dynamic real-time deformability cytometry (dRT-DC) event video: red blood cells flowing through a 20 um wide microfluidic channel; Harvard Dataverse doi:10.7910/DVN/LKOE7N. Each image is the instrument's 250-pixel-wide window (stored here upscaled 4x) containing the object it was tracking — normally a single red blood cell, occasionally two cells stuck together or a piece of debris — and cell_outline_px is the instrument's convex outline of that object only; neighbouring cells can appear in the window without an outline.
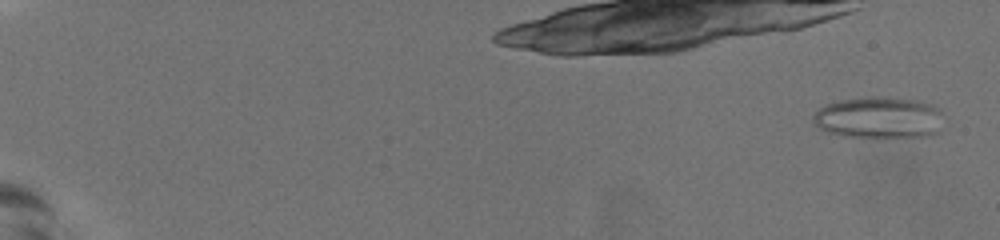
{"species": "common noctule bat (a hibernating species)", "species_latin": "Nyctalus noctula", "temperature_condition": "warm", "stored_images_in_passage": 59, "camera_frame_rate_fps": 3000, "um_per_image_px": 0.085, "animal": {"sex": "female", "body_mass_g": 19.5, "forearm_length_mm": 54.1}, "frame": {"image": 1, "passage_image": 3, "time_ms": 0.667, "image_size_px": [1000, 240], "cell_outline_px": [[940, 112], [936, 132], [932, 136], [844, 136], [828, 132], [820, 128], [812, 120], [812, 116], [824, 104], [840, 100], [872, 96], [888, 96], [916, 100], [936, 104], [940, 108]], "centroid_in_image_um": [74.68, 9.96], "position_along_channel_um": 10.3, "area_um2": 31.33}}
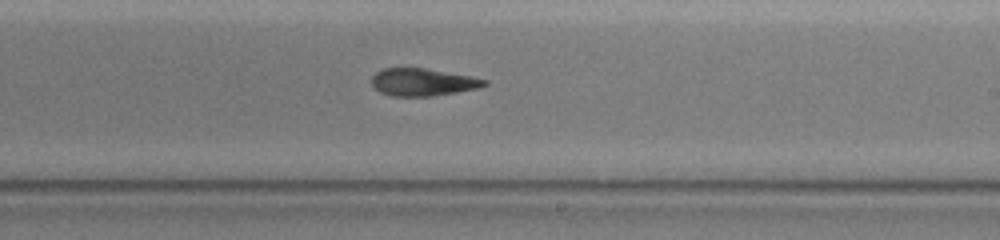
{"frame": {"image": 2, "passage_image": 39, "time_ms": 12.667, "image_size_px": [1000, 240], "cell_outline_px": [[488, 84], [476, 88], [456, 92], [432, 96], [392, 96], [380, 92], [372, 84], [372, 76], [376, 72], [384, 68], [424, 68], [472, 76], [488, 80]], "centroid_in_image_um": [35.94, 6.98], "position_along_channel_um": 253.1, "area_um2": 17.92}}
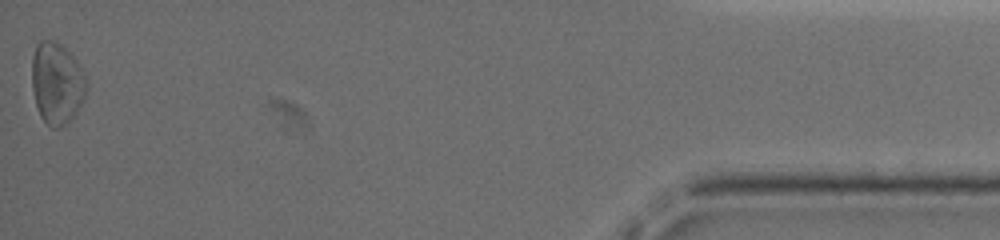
{"frame": {"image": 3, "passage_image": 59, "time_ms": 19.333, "image_size_px": [1000, 240], "cell_outline_px": [[84, 96], [76, 112], [64, 124], [56, 128], [52, 128], [40, 116], [36, 104], [32, 88], [32, 56], [36, 44], [40, 40], [52, 40], [60, 44], [76, 60], [84, 72]], "centroid_in_image_um": [4.78, 7.04], "position_along_channel_um": 430.4, "area_um2": 25.37}, "authors_computed_cell_mechanics": {"area_um2": 20.5768, "velocity_mm_per_s": 3.8034, "shape_relaxation_time_tau1_ms": null, "shape_relaxation_time_tau2_ms": 4.3397, "deformation_change_tau1": null, "deformation_change_tau2": 0.1538}}